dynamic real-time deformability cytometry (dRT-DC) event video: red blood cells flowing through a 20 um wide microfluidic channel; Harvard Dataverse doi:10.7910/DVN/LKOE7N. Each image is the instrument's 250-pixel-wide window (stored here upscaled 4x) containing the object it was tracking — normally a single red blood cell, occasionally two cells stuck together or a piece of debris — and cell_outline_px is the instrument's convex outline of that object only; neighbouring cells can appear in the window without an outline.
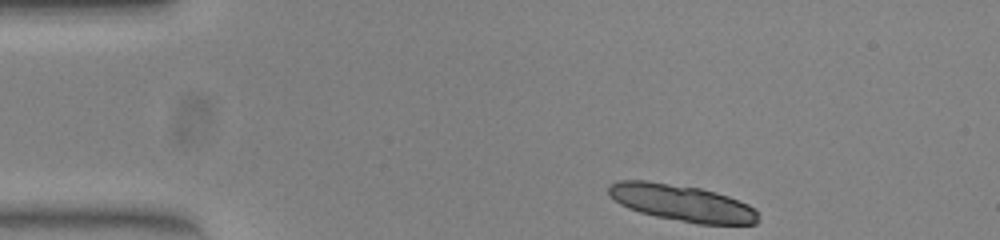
{"species": "common noctule bat (a hibernating species)", "species_latin": "Nyctalus noctula", "temperature_condition": "warm", "stored_images_in_passage": 46, "camera_frame_rate_fps": 3000, "um_per_image_px": 0.085, "animal": {"sex": "female", "body_mass_g": 23.0, "forearm_length_mm": 53.4}, "frame": {"image": 1, "passage_image": 1, "time_ms": 0.0, "image_size_px": [1000, 240], "cell_outline_px": [[756, 224], [696, 224], [656, 216], [640, 212], [628, 208], [620, 204], [608, 192], [608, 188], [612, 184], [620, 180], [644, 180], [700, 188], [716, 192], [728, 196], [748, 204], [756, 212]], "centroid_in_image_um": [57.95, 17.25], "position_along_channel_um": 27.1, "area_um2": 31.44}}
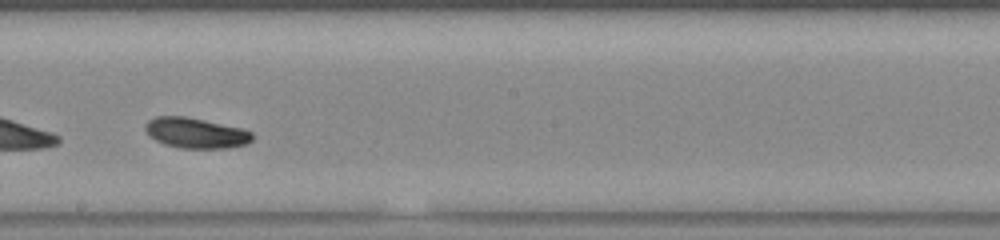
{"frame": {"image": 2, "passage_image": 23, "time_ms": 7.333, "image_size_px": [1000, 240], "cell_outline_px": [[252, 140], [248, 144], [228, 148], [180, 148], [164, 144], [156, 140], [144, 128], [144, 124], [148, 120], [156, 116], [184, 116], [240, 128], [252, 132]], "centroid_in_image_um": [16.64, 11.31], "position_along_channel_um": 231.6, "area_um2": 18.79}}
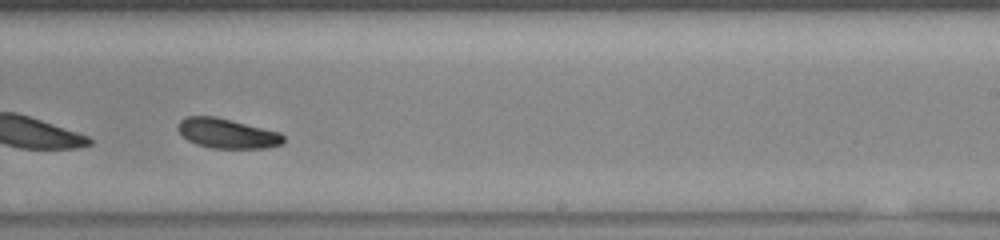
{"frame": {"image": 3, "passage_image": 26, "time_ms": 8.333, "image_size_px": [1000, 240], "cell_outline_px": [[284, 140], [280, 144], [268, 148], [212, 148], [196, 144], [188, 140], [176, 128], [180, 120], [184, 116], [212, 116], [280, 132], [284, 136]], "centroid_in_image_um": [19.28, 11.34], "position_along_channel_um": 269.7, "area_um2": 18.09}, "authors_computed_cell_mechanics": {"area_um2": 19.074, "velocity_mm_per_s": 3.8253, "shape_relaxation_time_tau1_ms": 5.2346, "shape_relaxation_time_tau2_ms": null, "deformation_change_tau1": 0.1786, "deformation_change_tau2": null}}